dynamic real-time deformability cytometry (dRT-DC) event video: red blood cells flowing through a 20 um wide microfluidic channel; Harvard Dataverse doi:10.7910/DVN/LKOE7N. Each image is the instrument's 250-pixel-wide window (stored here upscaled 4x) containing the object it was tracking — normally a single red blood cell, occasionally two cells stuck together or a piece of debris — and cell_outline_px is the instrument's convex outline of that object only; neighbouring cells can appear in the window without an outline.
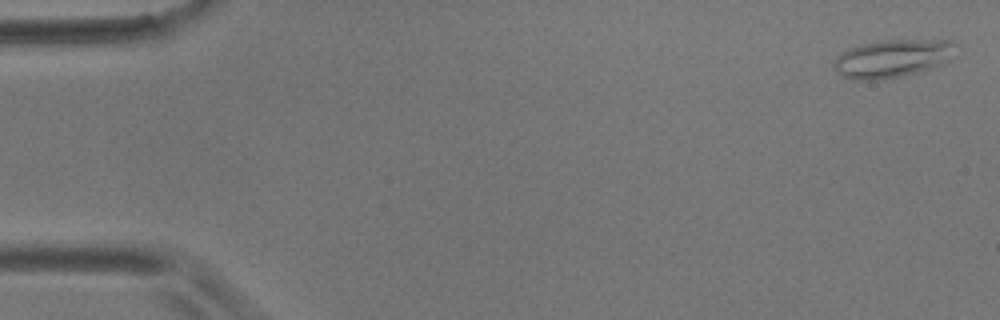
{"species": "common noctule bat (a hibernating species)", "species_latin": "Nyctalus noctula", "temperature_condition": "room temperature", "stored_images_in_passage": 15, "camera_frame_rate_fps": 3000, "um_per_image_px": 0.085, "animal": {"sex": "male", "body_mass_g": 17.9}, "frame": {"image": 1, "passage_image": 1, "time_ms": 0.0, "image_size_px": [1000, 320], "cell_outline_px": [[960, 44], [940, 64], [916, 72], [880, 80], [852, 80], [844, 76], [832, 64], [836, 56], [848, 48], [860, 44], [884, 40], [952, 40]], "centroid_in_image_um": [75.81, 4.95], "position_along_channel_um": 9.2, "area_um2": 26.53}}
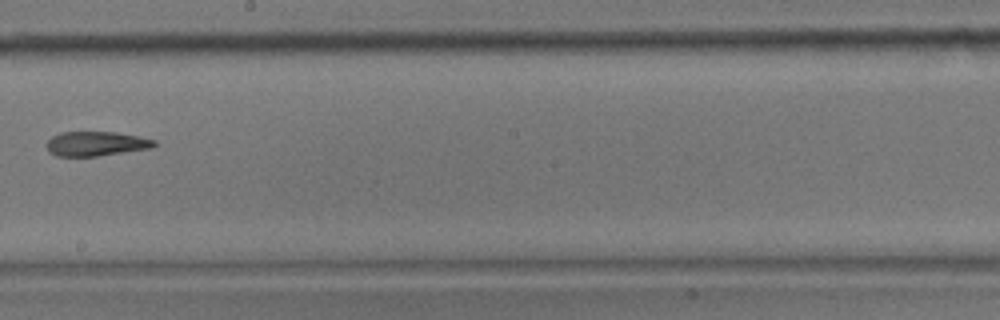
{"frame": {"image": 2, "passage_image": 9, "time_ms": 10.333, "image_size_px": [1000, 320], "cell_outline_px": [[156, 144], [152, 148], [96, 156], [56, 156], [48, 152], [44, 144], [52, 136], [60, 132], [116, 132], [156, 140]], "centroid_in_image_um": [8.11, 12.21], "position_along_channel_um": 240.1, "area_um2": 15.43}}
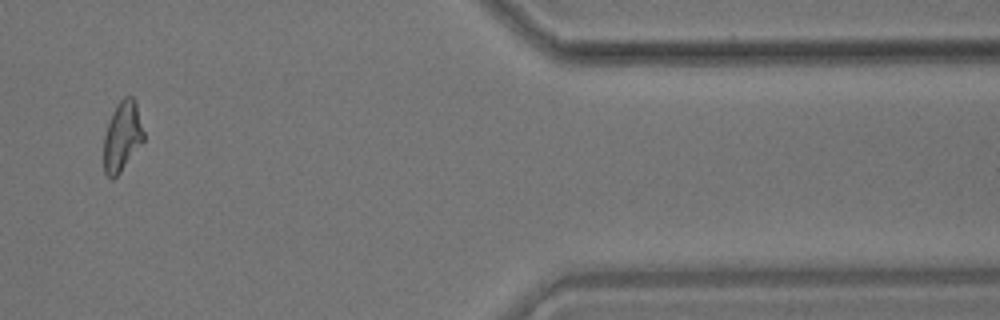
{"frame": {"image": 3, "passage_image": 13, "time_ms": 16.0, "image_size_px": [1000, 320], "cell_outline_px": [[144, 140], [120, 172], [112, 180], [104, 172], [104, 136], [112, 112], [116, 104], [124, 96], [132, 96], [136, 100], [144, 132]], "centroid_in_image_um": [10.4, 11.56], "position_along_channel_um": 401.0, "area_um2": 16.24}, "authors_computed_cell_mechanics": {"area_um2": 16.762, "velocity_mm_per_s": 3.5328, "shape_relaxation_time_tau1_ms": null, "shape_relaxation_time_tau2_ms": 1.7099, "deformation_change_tau1": null, "deformation_change_tau2": 0.1067}}